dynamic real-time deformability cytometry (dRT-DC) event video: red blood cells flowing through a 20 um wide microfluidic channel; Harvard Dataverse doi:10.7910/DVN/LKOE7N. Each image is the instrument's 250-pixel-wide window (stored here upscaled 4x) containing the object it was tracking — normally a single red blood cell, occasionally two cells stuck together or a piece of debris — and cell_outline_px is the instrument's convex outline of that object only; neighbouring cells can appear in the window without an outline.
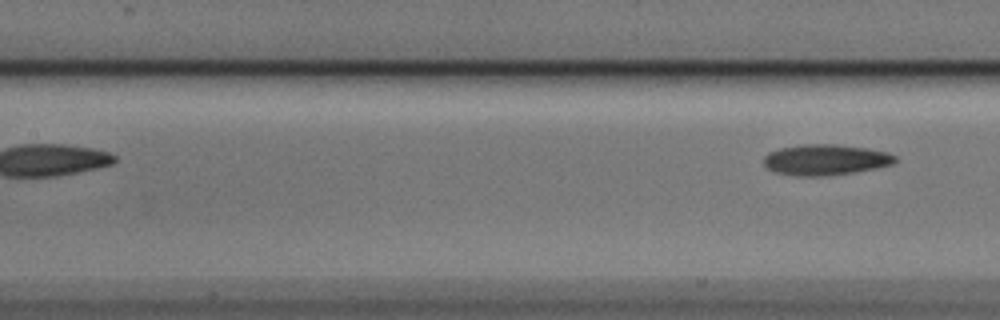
{"species": "Egyptian fruit bat (a non-hibernating species)", "species_latin": "Rousettus aegyptiacus", "temperature_condition": "cold", "stored_images_in_passage": 7, "segment_of_instrument_passage": [2, 2], "camera_frame_rate_fps": 3000, "um_per_image_px": 0.085, "animal": {"sex": "male"}, "frame": {"image": 1, "passage_image": 7, "time_ms": 2.0, "image_size_px": [1000, 320], "cell_outline_px": [[896, 164], [876, 168], [828, 176], [796, 176], [772, 172], [764, 164], [764, 156], [768, 152], [780, 148], [800, 144], [836, 144], [868, 148], [888, 152], [896, 156]], "centroid_in_image_um": [70.17, 13.58], "position_along_channel_um": 137.2, "area_um2": 23.87}}